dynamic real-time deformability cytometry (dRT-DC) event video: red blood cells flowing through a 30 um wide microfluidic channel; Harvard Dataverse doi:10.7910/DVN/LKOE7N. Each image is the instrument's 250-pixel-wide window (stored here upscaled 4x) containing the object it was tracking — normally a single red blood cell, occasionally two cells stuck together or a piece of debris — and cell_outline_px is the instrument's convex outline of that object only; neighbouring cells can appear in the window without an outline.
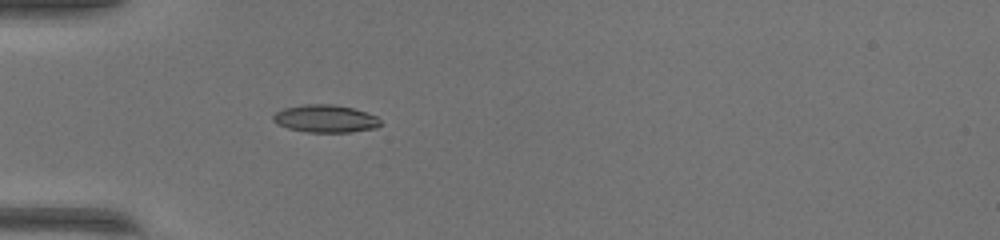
{"species": "common noctule bat (a hibernating species)", "species_latin": "Nyctalus noctula", "temperature_condition": "warm", "stored_images_in_passage": 34, "camera_frame_rate_fps": 3000, "um_per_image_px": 0.085, "animal": {"sex": "female", "body_mass_g": 17.0, "forearm_length_mm": 48.0}, "frame": {"image": 1, "passage_image": 1, "time_ms": 0.0, "image_size_px": [1000, 240], "cell_outline_px": [[380, 124], [376, 128], [352, 132], [308, 132], [288, 128], [276, 124], [272, 120], [272, 116], [276, 112], [284, 108], [304, 104], [332, 104], [352, 108], [376, 116], [380, 120]], "centroid_in_image_um": [27.63, 10.09], "position_along_channel_um": 57.4, "area_um2": 17.22}}
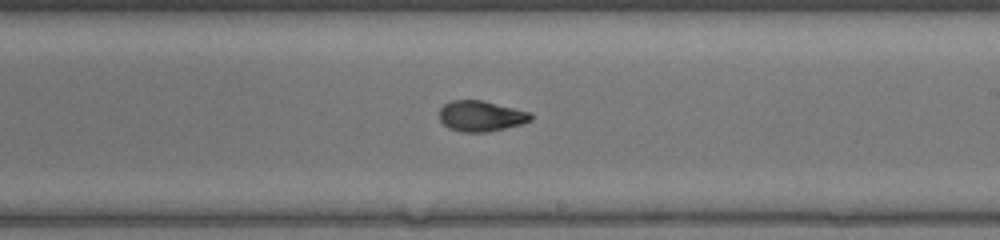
{"frame": {"image": 2, "passage_image": 15, "time_ms": 4.667, "image_size_px": [1000, 240], "cell_outline_px": [[532, 120], [520, 124], [488, 132], [460, 132], [448, 128], [440, 120], [440, 108], [444, 104], [452, 100], [484, 100], [532, 112]], "centroid_in_image_um": [40.89, 9.86], "position_along_channel_um": 248.1, "area_um2": 16.47}}
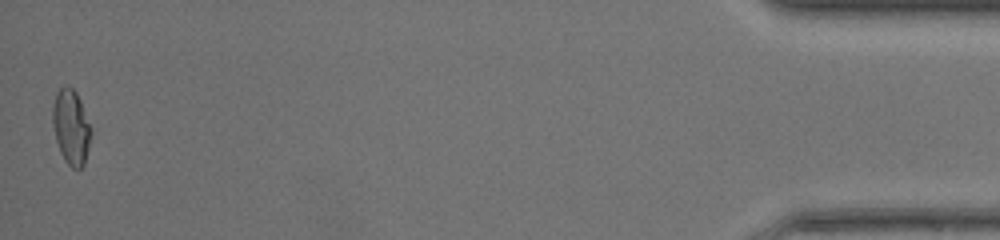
{"frame": {"image": 3, "passage_image": 34, "time_ms": 11.0, "image_size_px": [1000, 240], "cell_outline_px": [[92, 132], [84, 164], [80, 168], [72, 168], [64, 160], [60, 152], [56, 140], [52, 124], [52, 108], [56, 92], [64, 84], [72, 88], [76, 92], [80, 100], [92, 128]], "centroid_in_image_um": [6.03, 10.78], "position_along_channel_um": 429.2, "area_um2": 16.88}, "authors_computed_cell_mechanics": {"area_um2": 16.5019, "velocity_mm_per_s": 4.284, "shape_relaxation_time_tau1_ms": 4.2806, "shape_relaxation_time_tau2_ms": 1.4533, "deformation_change_tau1": 0.1933, "deformation_change_tau2": 0.0687}}